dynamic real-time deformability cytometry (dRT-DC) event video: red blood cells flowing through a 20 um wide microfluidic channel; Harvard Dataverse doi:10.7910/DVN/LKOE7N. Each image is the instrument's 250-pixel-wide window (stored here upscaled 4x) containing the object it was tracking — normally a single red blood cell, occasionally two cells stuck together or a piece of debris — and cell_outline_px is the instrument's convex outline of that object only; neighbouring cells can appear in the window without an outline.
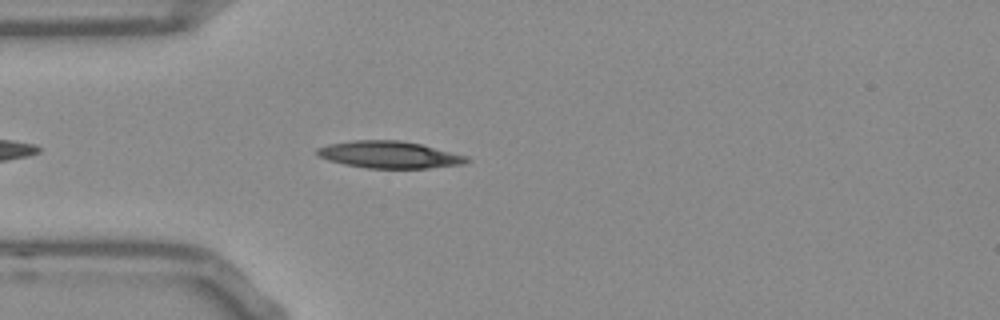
{"species": "Egyptian fruit bat (a non-hibernating species)", "species_latin": "Rousettus aegyptiacus", "temperature_condition": "room temperature", "stored_images_in_passage": 36, "camera_frame_rate_fps": 3000, "um_per_image_px": 0.085, "frame": {"image": 1, "passage_image": 5, "time_ms": 1.333, "image_size_px": [1000, 320], "cell_outline_px": [[472, 160], [464, 164], [428, 168], [368, 168], [344, 164], [328, 160], [320, 156], [316, 152], [316, 148], [328, 144], [356, 140], [400, 140], [420, 144], [468, 156]], "centroid_in_image_um": [33.11, 13.15], "position_along_channel_um": 51.9, "area_um2": 23.47}}
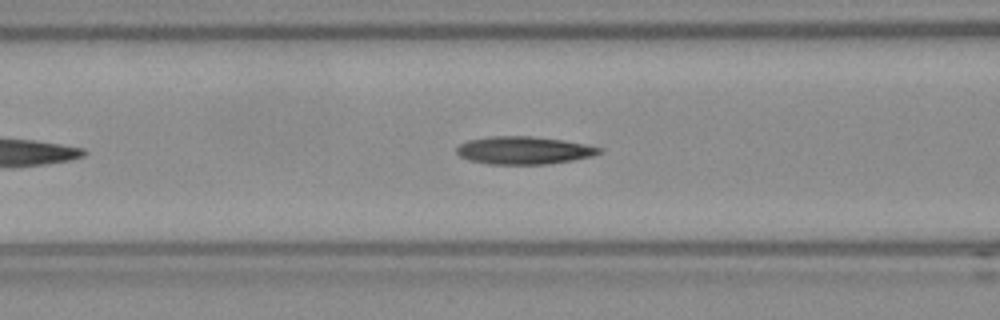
{"frame": {"image": 2, "passage_image": 11, "time_ms": 3.333, "image_size_px": [1000, 320], "cell_outline_px": [[604, 152], [592, 156], [572, 160], [548, 164], [488, 164], [468, 160], [460, 156], [456, 152], [456, 148], [460, 144], [468, 140], [492, 136], [528, 136], [564, 140], [604, 148]], "centroid_in_image_um": [44.54, 12.78], "position_along_channel_um": 122.1, "area_um2": 23.12}}
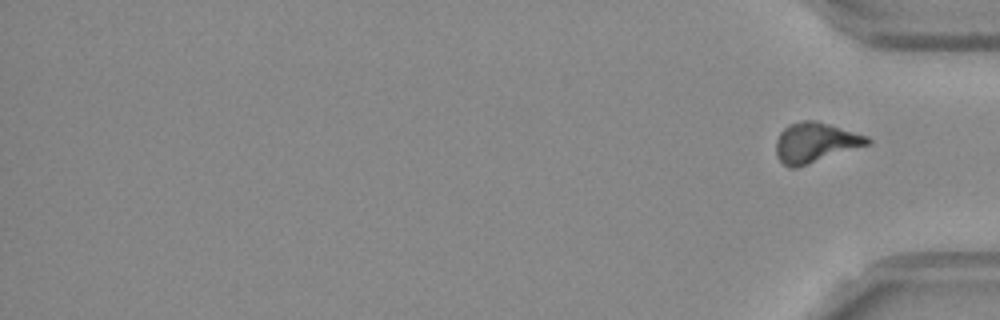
{"frame": {"image": 3, "passage_image": 36, "time_ms": 11.667, "image_size_px": [1000, 320], "cell_outline_px": [[872, 144], [796, 168], [788, 168], [776, 156], [776, 140], [780, 132], [788, 124], [804, 120], [816, 120], [868, 136], [872, 140]], "centroid_in_image_um": [69.32, 12.12], "position_along_channel_um": 365.9, "area_um2": 21.5}}